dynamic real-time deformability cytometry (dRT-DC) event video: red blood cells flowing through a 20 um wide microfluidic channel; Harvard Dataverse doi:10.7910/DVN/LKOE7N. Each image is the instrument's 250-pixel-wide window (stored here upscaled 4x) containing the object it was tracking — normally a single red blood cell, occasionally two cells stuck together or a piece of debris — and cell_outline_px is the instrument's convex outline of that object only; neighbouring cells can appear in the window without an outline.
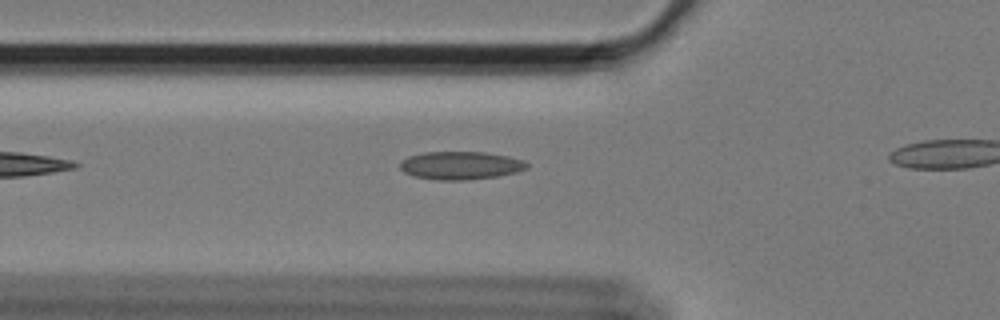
{"species": "Egyptian fruit bat (a non-hibernating species)", "species_latin": "Rousettus aegyptiacus", "temperature_condition": "cold", "stored_images_in_passage": 21, "camera_frame_rate_fps": 3000, "um_per_image_px": 0.085, "animal": {"sex": "female"}, "frame": {"image": 1, "passage_image": 3, "time_ms": 0.667, "image_size_px": [1000, 320], "cell_outline_px": [[528, 168], [516, 172], [496, 176], [464, 180], [436, 180], [412, 176], [404, 172], [400, 168], [400, 160], [408, 156], [424, 152], [484, 152], [508, 156], [524, 160], [528, 164]], "centroid_in_image_um": [39.12, 14.06], "position_along_channel_um": 86.7, "area_um2": 20.81}}
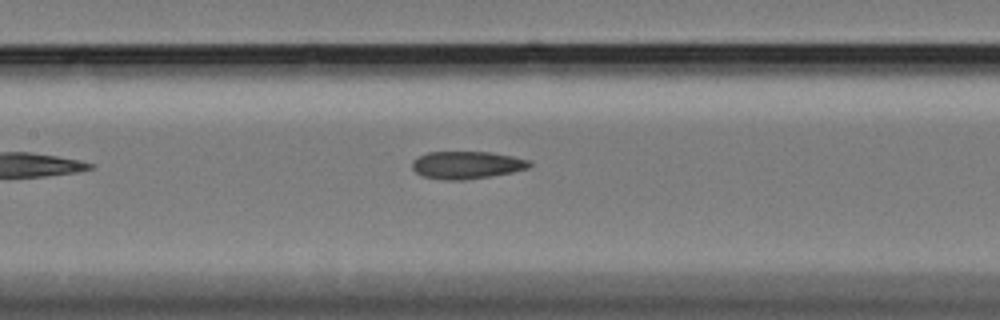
{"frame": {"image": 2, "passage_image": 10, "time_ms": 3.0, "image_size_px": [1000, 320], "cell_outline_px": [[532, 164], [528, 168], [512, 172], [464, 180], [444, 180], [424, 176], [416, 172], [412, 168], [412, 160], [428, 152], [492, 152], [532, 160]], "centroid_in_image_um": [39.69, 14.02], "position_along_channel_um": 167.7, "area_um2": 18.79}}
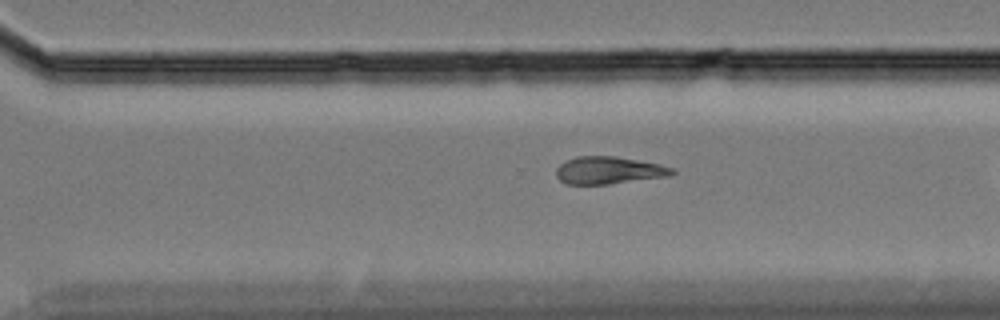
{"frame": {"image": 3, "passage_image": 20, "time_ms": 6.333, "image_size_px": [1000, 320], "cell_outline_px": [[676, 172], [668, 176], [608, 184], [568, 184], [560, 180], [556, 176], [556, 168], [564, 160], [576, 156], [616, 156], [660, 164], [672, 168]], "centroid_in_image_um": [51.71, 14.47], "position_along_channel_um": 318.9, "area_um2": 18.5}}